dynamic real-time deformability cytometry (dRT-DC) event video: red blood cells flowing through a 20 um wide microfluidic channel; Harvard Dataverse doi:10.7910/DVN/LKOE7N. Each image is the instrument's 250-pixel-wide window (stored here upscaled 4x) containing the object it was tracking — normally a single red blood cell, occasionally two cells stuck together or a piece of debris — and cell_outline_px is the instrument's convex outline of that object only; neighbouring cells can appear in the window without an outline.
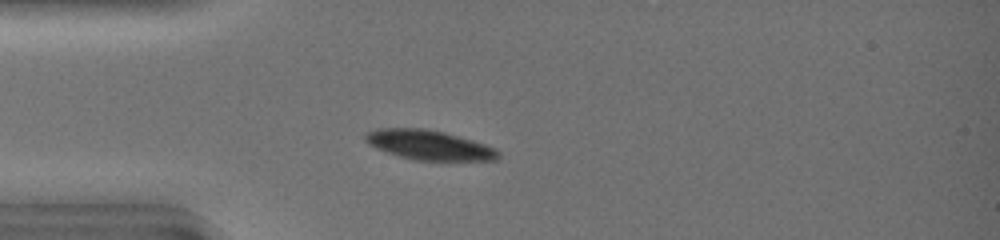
{"species": "common noctule bat (a hibernating species)", "species_latin": "Nyctalus noctula", "temperature_condition": "warm", "stored_images_in_passage": 7, "camera_frame_rate_fps": 3000, "um_per_image_px": 0.085, "animal": {"sex": "female", "body_mass_g": 19.0, "forearm_length_mm": 51.5}, "frame": {"image": 1, "passage_image": 1, "time_ms": 0.0, "image_size_px": [1000, 240], "cell_outline_px": [[500, 156], [496, 160], [416, 160], [400, 156], [376, 148], [368, 144], [364, 140], [364, 132], [376, 128], [424, 128], [444, 132], [472, 140], [484, 144], [500, 152]], "centroid_in_image_um": [36.41, 12.31], "position_along_channel_um": 48.6, "area_um2": 22.83}}